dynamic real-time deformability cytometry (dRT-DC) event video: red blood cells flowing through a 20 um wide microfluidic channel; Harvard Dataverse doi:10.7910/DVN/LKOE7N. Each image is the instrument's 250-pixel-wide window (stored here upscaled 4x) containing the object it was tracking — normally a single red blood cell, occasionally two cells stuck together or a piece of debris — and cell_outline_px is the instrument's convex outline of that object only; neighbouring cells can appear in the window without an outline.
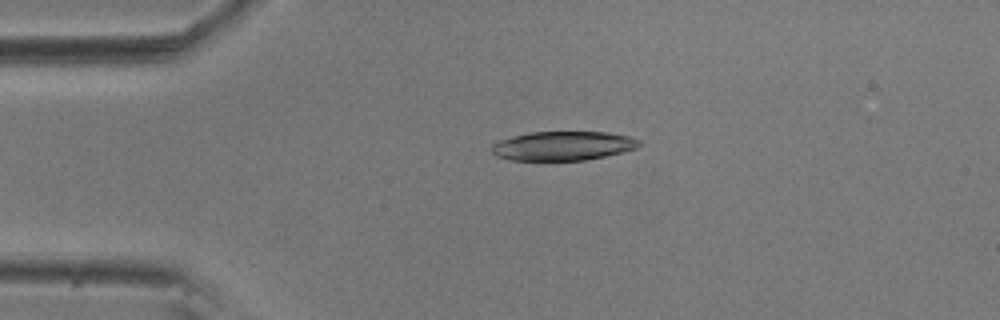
{"species": "common noctule bat (a hibernating species)", "species_latin": "Nyctalus noctula", "temperature_condition": "room temperature", "stored_images_in_passage": 48, "camera_frame_rate_fps": 3000, "um_per_image_px": 0.085, "animal": {"sex": "male", "body_mass_g": 20.5, "forearm_length_mm": 52.5}, "frame": {"image": 1, "passage_image": 5, "time_ms": 1.333, "image_size_px": [1000, 320], "cell_outline_px": [[640, 144], [636, 148], [624, 152], [584, 160], [508, 160], [496, 156], [488, 148], [492, 144], [500, 140], [532, 132], [608, 132], [628, 136], [640, 140]], "centroid_in_image_um": [47.83, 12.4], "position_along_channel_um": 37.2, "area_um2": 24.97}}
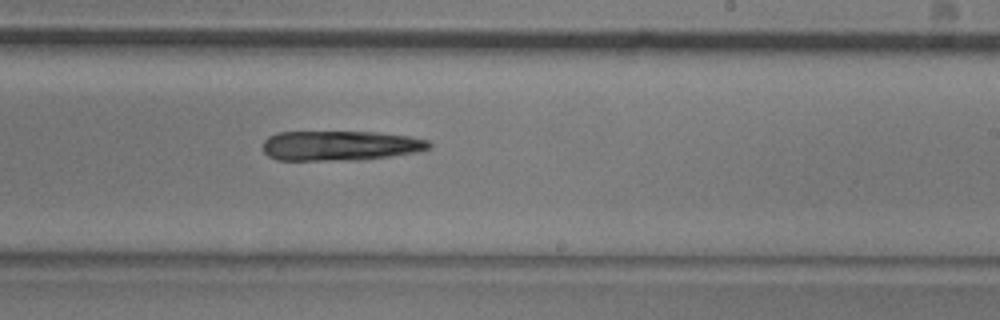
{"frame": {"image": 2, "passage_image": 26, "time_ms": 8.333, "image_size_px": [1000, 320], "cell_outline_px": [[432, 148], [416, 152], [360, 160], [276, 160], [268, 156], [264, 152], [264, 140], [268, 136], [276, 132], [376, 132], [412, 136], [428, 140], [432, 144]], "centroid_in_image_um": [28.93, 12.38], "position_along_channel_um": 260.1, "area_um2": 29.13}}
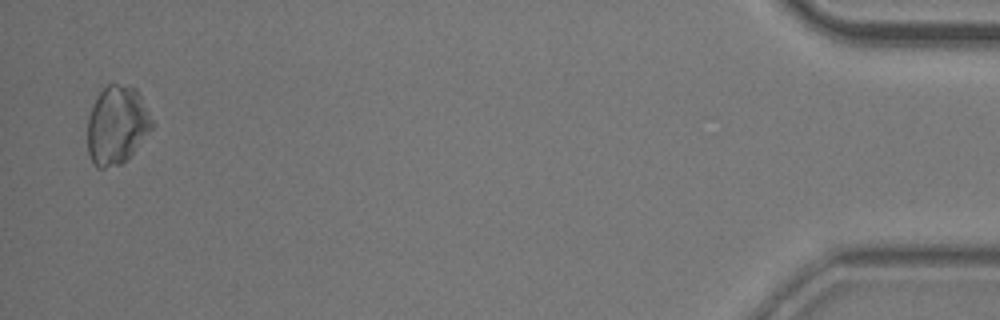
{"frame": {"image": 3, "passage_image": 47, "time_ms": 15.333, "image_size_px": [1000, 320], "cell_outline_px": [[156, 124], [132, 152], [120, 164], [104, 168], [96, 168], [92, 164], [88, 152], [88, 116], [100, 92], [108, 84], [116, 84], [136, 88]], "centroid_in_image_um": [9.94, 10.64], "position_along_channel_um": 425.3, "area_um2": 29.19}, "authors_computed_cell_mechanics": {"area_um2": 29.478, "velocity_mm_per_s": 3.6178, "shape_relaxation_time_tau1_ms": 7.0307, "shape_relaxation_time_tau2_ms": null, "deformation_change_tau1": 0.1691, "deformation_change_tau2": null}}